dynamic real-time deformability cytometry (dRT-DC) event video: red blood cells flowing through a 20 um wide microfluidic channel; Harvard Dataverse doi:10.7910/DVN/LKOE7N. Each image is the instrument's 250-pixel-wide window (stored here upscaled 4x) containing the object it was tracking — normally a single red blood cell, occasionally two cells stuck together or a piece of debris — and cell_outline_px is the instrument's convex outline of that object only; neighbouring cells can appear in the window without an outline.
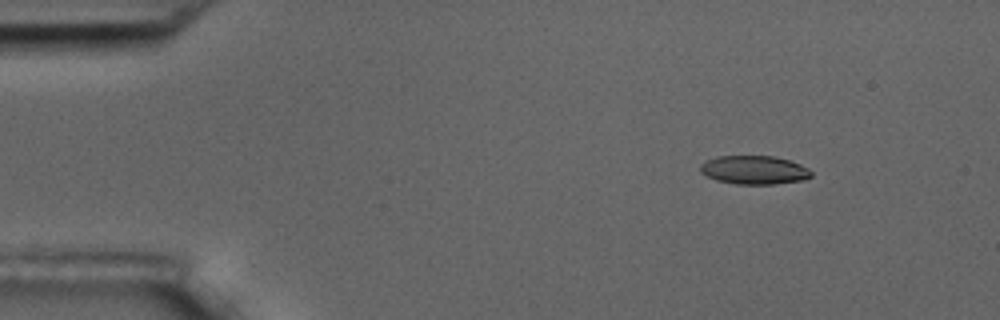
{"species": "common noctule bat (a hibernating species)", "species_latin": "Nyctalus noctula", "temperature_condition": "room temperature", "stored_images_in_passage": 6, "camera_frame_rate_fps": 3000, "um_per_image_px": 0.085, "animal": {"sex": "male", "body_mass_g": 17.5, "forearm_length_mm": 52.3}, "frame": {"image": 1, "passage_image": 3, "time_ms": 2.333, "image_size_px": [1000, 320], "cell_outline_px": [[812, 176], [804, 180], [776, 184], [736, 184], [716, 180], [700, 172], [700, 164], [704, 160], [716, 156], [776, 156], [800, 164], [808, 168], [812, 172]], "centroid_in_image_um": [64.1, 14.44], "position_along_channel_um": 20.9, "area_um2": 18.67}}
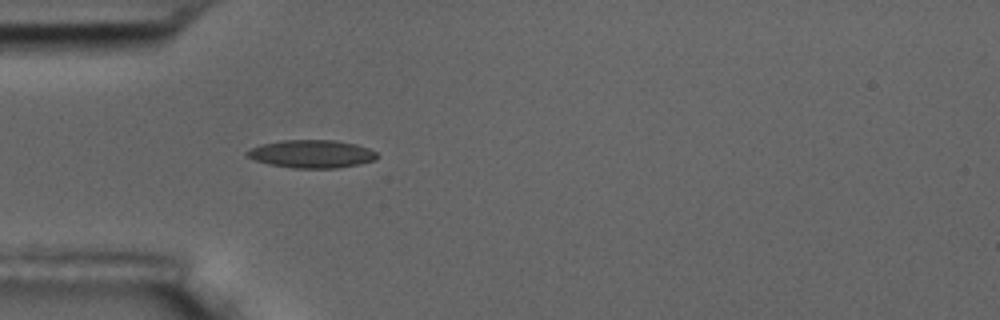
{"frame": {"image": 2, "passage_image": 6, "time_ms": 5.667, "image_size_px": [1000, 320], "cell_outline_px": [[376, 160], [360, 164], [336, 168], [296, 168], [268, 164], [256, 160], [248, 156], [244, 152], [260, 144], [280, 140], [336, 140], [356, 144], [368, 148], [376, 152]], "centroid_in_image_um": [26.49, 13.08], "position_along_channel_um": 58.5, "area_um2": 21.15}}